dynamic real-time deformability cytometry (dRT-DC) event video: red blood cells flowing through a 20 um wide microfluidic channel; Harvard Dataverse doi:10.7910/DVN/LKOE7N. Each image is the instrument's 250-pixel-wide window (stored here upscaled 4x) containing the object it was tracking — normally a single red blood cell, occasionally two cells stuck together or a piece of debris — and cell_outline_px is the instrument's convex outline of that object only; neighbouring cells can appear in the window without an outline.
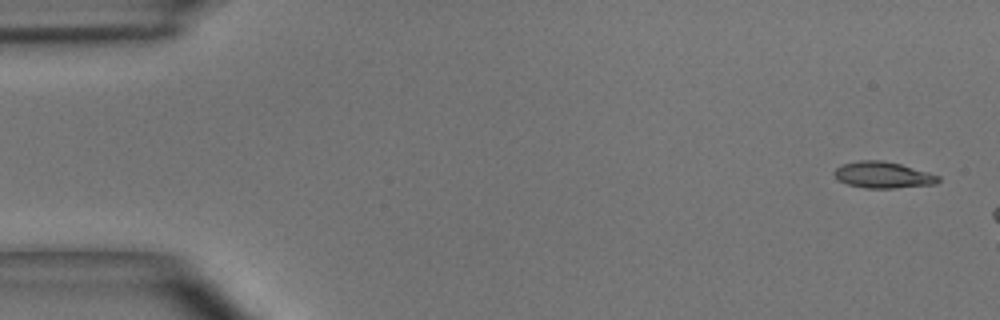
{"species": "common noctule bat (a hibernating species)", "species_latin": "Nyctalus noctula", "temperature_condition": "room temperature", "stored_images_in_passage": 3, "camera_frame_rate_fps": 3000, "um_per_image_px": 0.085, "animal": {"sex": "male", "body_mass_g": 15.6}, "frame": {"image": 1, "passage_image": 1, "time_ms": 0.0, "image_size_px": [1000, 320], "cell_outline_px": [[940, 180], [936, 184], [892, 188], [864, 188], [848, 184], [840, 180], [832, 172], [840, 164], [860, 160], [880, 160], [900, 164], [928, 172], [940, 176]], "centroid_in_image_um": [75.05, 14.86], "position_along_channel_um": 10.0, "area_um2": 15.9}}